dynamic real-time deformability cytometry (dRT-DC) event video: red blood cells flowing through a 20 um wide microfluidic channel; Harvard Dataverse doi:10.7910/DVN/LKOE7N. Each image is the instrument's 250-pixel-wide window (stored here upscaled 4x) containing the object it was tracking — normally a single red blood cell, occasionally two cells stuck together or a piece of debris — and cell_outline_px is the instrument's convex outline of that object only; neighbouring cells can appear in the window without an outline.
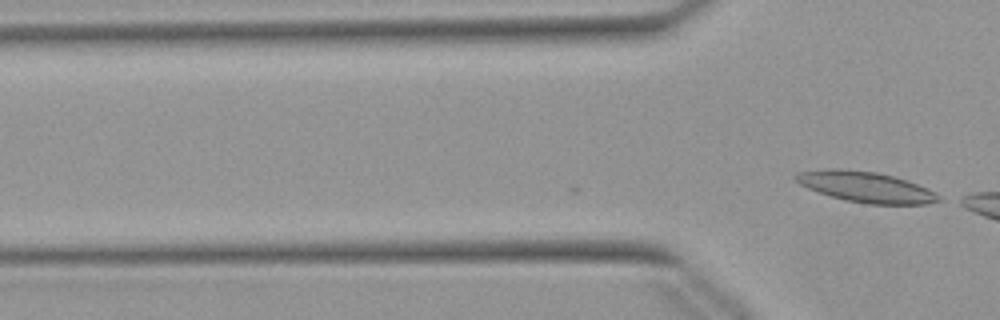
{"species": "Egyptian fruit bat (a non-hibernating species)", "species_latin": "Rousettus aegyptiacus", "temperature_condition": "warm", "stored_images_in_passage": 3, "camera_frame_rate_fps": 3000, "um_per_image_px": 0.085, "animal": {"sex": "female"}, "frame": {"image": 1, "passage_image": 3, "time_ms": 0.667, "image_size_px": [1000, 320], "cell_outline_px": [[944, 200], [928, 204], [868, 204], [844, 200], [808, 188], [792, 180], [792, 176], [796, 172], [824, 168], [840, 168], [876, 172], [908, 180], [936, 192]], "centroid_in_image_um": [73.58, 15.88], "position_along_channel_um": 52.2, "area_um2": 25.84}}